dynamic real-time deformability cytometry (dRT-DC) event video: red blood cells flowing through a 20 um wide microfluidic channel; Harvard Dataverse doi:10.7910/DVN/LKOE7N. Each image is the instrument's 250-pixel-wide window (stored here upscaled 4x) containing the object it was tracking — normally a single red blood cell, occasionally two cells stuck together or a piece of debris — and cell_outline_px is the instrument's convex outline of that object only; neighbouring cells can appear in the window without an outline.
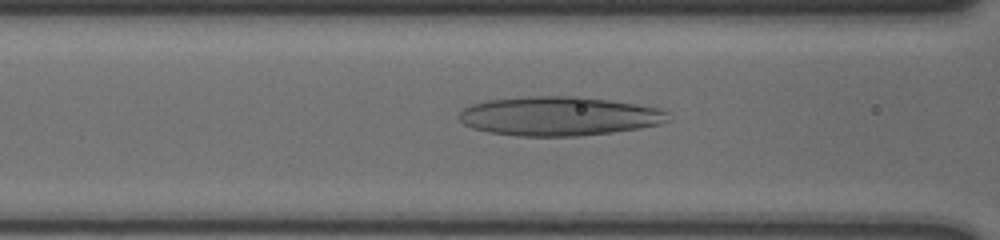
{"species": "human", "species_latin": "Homo sapiens", "temperature_condition": "cold", "stored_images_in_passage": 41, "camera_frame_rate_fps": 3000, "um_per_image_px": 0.085, "donor": {"sex": "male"}, "frame": {"image": 1, "passage_image": 24, "time_ms": 7.667, "image_size_px": [1000, 240], "cell_outline_px": [[668, 120], [660, 124], [640, 128], [612, 132], [576, 136], [520, 136], [488, 132], [472, 128], [464, 124], [456, 116], [464, 108], [472, 104], [488, 100], [528, 96], [580, 96], [636, 104], [660, 108], [668, 112]], "centroid_in_image_um": [47.49, 9.87], "position_along_channel_um": 119.1, "area_um2": 47.69}}
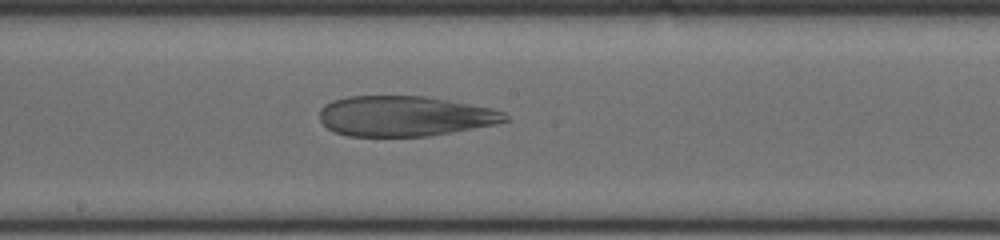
{"frame": {"image": 2, "passage_image": 32, "time_ms": 10.333, "image_size_px": [1000, 240], "cell_outline_px": [[508, 120], [496, 124], [428, 136], [348, 136], [336, 132], [328, 128], [320, 120], [320, 108], [324, 104], [332, 100], [348, 96], [424, 96], [448, 100], [492, 108], [504, 112], [508, 116]], "centroid_in_image_um": [34.38, 9.86], "position_along_channel_um": 213.8, "area_um2": 43.47}}
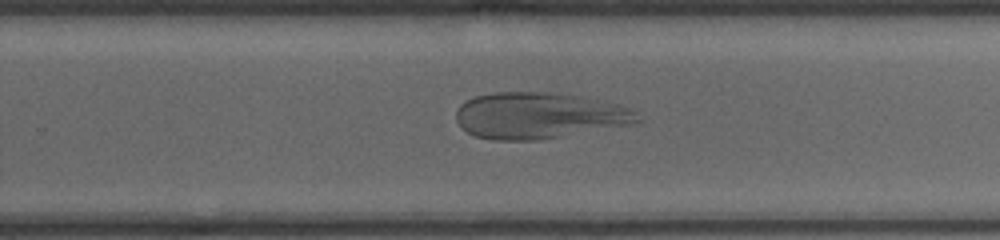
{"frame": {"image": 3, "passage_image": 38, "time_ms": 12.333, "image_size_px": [1000, 240], "cell_outline_px": [[640, 120], [628, 124], [536, 140], [496, 140], [476, 136], [468, 132], [456, 120], [456, 112], [460, 104], [476, 96], [496, 92], [548, 92], [576, 96], [632, 108], [636, 112]], "centroid_in_image_um": [45.74, 9.82], "position_along_channel_um": 284.1, "area_um2": 47.74}}